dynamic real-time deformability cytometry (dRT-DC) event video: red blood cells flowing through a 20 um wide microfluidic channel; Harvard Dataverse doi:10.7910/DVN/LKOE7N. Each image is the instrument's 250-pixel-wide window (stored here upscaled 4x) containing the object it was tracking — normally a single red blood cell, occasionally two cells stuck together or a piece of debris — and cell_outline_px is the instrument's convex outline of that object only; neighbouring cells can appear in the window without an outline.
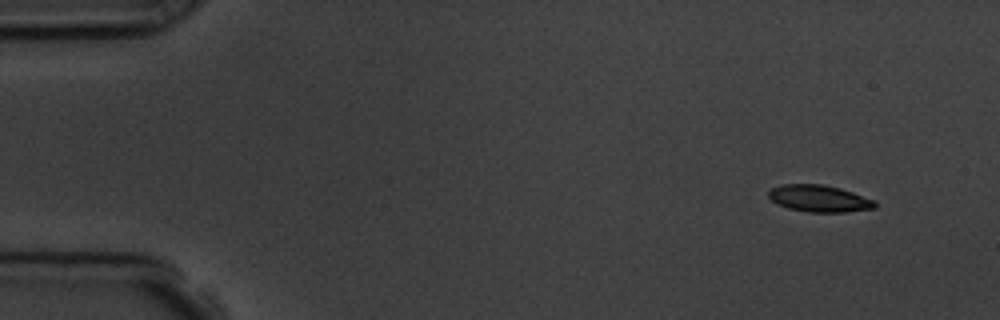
{"species": "common noctule bat (a hibernating species)", "species_latin": "Nyctalus noctula", "temperature_condition": "room temperature", "stored_images_in_passage": 5, "camera_frame_rate_fps": 3000, "um_per_image_px": 0.085, "animal": {"sex": "male", "body_mass_g": 19.5, "forearm_length_mm": 54.6}, "frame": {"image": 1, "passage_image": 1, "time_ms": 0.0, "image_size_px": [1000, 320], "cell_outline_px": [[876, 208], [844, 212], [808, 212], [788, 208], [776, 204], [768, 196], [768, 192], [772, 188], [780, 184], [820, 184], [840, 188], [876, 200]], "centroid_in_image_um": [69.63, 16.87], "position_along_channel_um": 15.4, "area_um2": 16.7}}
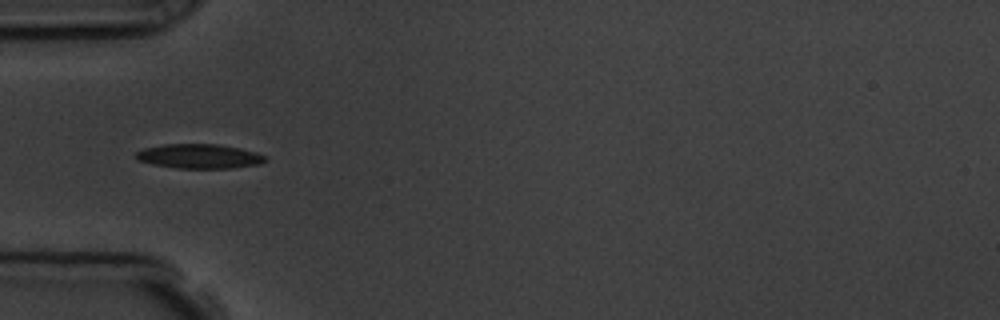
{"frame": {"image": 2, "passage_image": 4, "time_ms": 4.333, "image_size_px": [1000, 320], "cell_outline_px": [[268, 160], [260, 164], [232, 168], [176, 168], [152, 164], [140, 160], [136, 156], [136, 152], [144, 148], [164, 144], [220, 144], [240, 148], [256, 152], [264, 156]], "centroid_in_image_um": [16.97, 13.28], "position_along_channel_um": 68.0, "area_um2": 18.38}}